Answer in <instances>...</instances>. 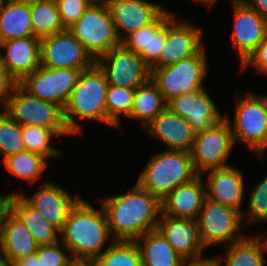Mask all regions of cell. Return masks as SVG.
I'll list each match as a JSON object with an SVG mask.
<instances>
[{"instance_id": "6da1fadb", "label": "cell", "mask_w": 267, "mask_h": 266, "mask_svg": "<svg viewBox=\"0 0 267 266\" xmlns=\"http://www.w3.org/2000/svg\"><path fill=\"white\" fill-rule=\"evenodd\" d=\"M128 191L100 199L114 240H135L155 230L162 213L161 200L137 183Z\"/></svg>"}, {"instance_id": "7a4b0ae2", "label": "cell", "mask_w": 267, "mask_h": 266, "mask_svg": "<svg viewBox=\"0 0 267 266\" xmlns=\"http://www.w3.org/2000/svg\"><path fill=\"white\" fill-rule=\"evenodd\" d=\"M113 241L103 208L94 207L84 198L71 209L59 230V242L75 262H93L106 250V243Z\"/></svg>"}, {"instance_id": "3957f363", "label": "cell", "mask_w": 267, "mask_h": 266, "mask_svg": "<svg viewBox=\"0 0 267 266\" xmlns=\"http://www.w3.org/2000/svg\"><path fill=\"white\" fill-rule=\"evenodd\" d=\"M108 85L104 72L96 63L90 69L81 72L77 84L63 108L65 124L73 136H79L84 131L81 120L97 121L107 126L106 94Z\"/></svg>"}, {"instance_id": "277c9868", "label": "cell", "mask_w": 267, "mask_h": 266, "mask_svg": "<svg viewBox=\"0 0 267 266\" xmlns=\"http://www.w3.org/2000/svg\"><path fill=\"white\" fill-rule=\"evenodd\" d=\"M148 159L136 183L160 200L199 175L193 167L191 152L165 148Z\"/></svg>"}, {"instance_id": "5b68a950", "label": "cell", "mask_w": 267, "mask_h": 266, "mask_svg": "<svg viewBox=\"0 0 267 266\" xmlns=\"http://www.w3.org/2000/svg\"><path fill=\"white\" fill-rule=\"evenodd\" d=\"M235 99L234 120L230 121V115H225L234 142L245 145L252 154L264 160L267 153V95L249 91L241 96L237 93Z\"/></svg>"}, {"instance_id": "8992f818", "label": "cell", "mask_w": 267, "mask_h": 266, "mask_svg": "<svg viewBox=\"0 0 267 266\" xmlns=\"http://www.w3.org/2000/svg\"><path fill=\"white\" fill-rule=\"evenodd\" d=\"M205 46L196 54L162 68H150L151 80L157 85L166 103L174 97L203 89L208 64Z\"/></svg>"}, {"instance_id": "52a82bcc", "label": "cell", "mask_w": 267, "mask_h": 266, "mask_svg": "<svg viewBox=\"0 0 267 266\" xmlns=\"http://www.w3.org/2000/svg\"><path fill=\"white\" fill-rule=\"evenodd\" d=\"M0 108L20 126L37 125L52 129L59 136H73L65 124L60 105L34 97L20 85Z\"/></svg>"}, {"instance_id": "ba28073f", "label": "cell", "mask_w": 267, "mask_h": 266, "mask_svg": "<svg viewBox=\"0 0 267 266\" xmlns=\"http://www.w3.org/2000/svg\"><path fill=\"white\" fill-rule=\"evenodd\" d=\"M68 30L83 44L95 62L121 44L108 5L90 4Z\"/></svg>"}, {"instance_id": "9c48e42d", "label": "cell", "mask_w": 267, "mask_h": 266, "mask_svg": "<svg viewBox=\"0 0 267 266\" xmlns=\"http://www.w3.org/2000/svg\"><path fill=\"white\" fill-rule=\"evenodd\" d=\"M199 234L204 247L228 246L243 239L245 224L242 214L233 208L223 206L207 198L197 219Z\"/></svg>"}, {"instance_id": "30bf717a", "label": "cell", "mask_w": 267, "mask_h": 266, "mask_svg": "<svg viewBox=\"0 0 267 266\" xmlns=\"http://www.w3.org/2000/svg\"><path fill=\"white\" fill-rule=\"evenodd\" d=\"M235 146L231 127L226 118L211 128L196 133L191 157L195 171L203 172L230 166L228 158Z\"/></svg>"}, {"instance_id": "8fae6325", "label": "cell", "mask_w": 267, "mask_h": 266, "mask_svg": "<svg viewBox=\"0 0 267 266\" xmlns=\"http://www.w3.org/2000/svg\"><path fill=\"white\" fill-rule=\"evenodd\" d=\"M81 72L80 69L74 68L40 66L26 76L19 85L30 95L64 108Z\"/></svg>"}, {"instance_id": "7c38bea8", "label": "cell", "mask_w": 267, "mask_h": 266, "mask_svg": "<svg viewBox=\"0 0 267 266\" xmlns=\"http://www.w3.org/2000/svg\"><path fill=\"white\" fill-rule=\"evenodd\" d=\"M173 15L166 22V40L159 58L149 68L174 65L187 57L196 55L204 46V29L191 21Z\"/></svg>"}, {"instance_id": "4fadbf2b", "label": "cell", "mask_w": 267, "mask_h": 266, "mask_svg": "<svg viewBox=\"0 0 267 266\" xmlns=\"http://www.w3.org/2000/svg\"><path fill=\"white\" fill-rule=\"evenodd\" d=\"M109 85L136 89L151 77L149 66L135 52L122 44L111 49L96 61Z\"/></svg>"}, {"instance_id": "5bb4252c", "label": "cell", "mask_w": 267, "mask_h": 266, "mask_svg": "<svg viewBox=\"0 0 267 266\" xmlns=\"http://www.w3.org/2000/svg\"><path fill=\"white\" fill-rule=\"evenodd\" d=\"M41 66L48 68L90 69L96 62L83 44L67 29L40 40Z\"/></svg>"}, {"instance_id": "9a60e30c", "label": "cell", "mask_w": 267, "mask_h": 266, "mask_svg": "<svg viewBox=\"0 0 267 266\" xmlns=\"http://www.w3.org/2000/svg\"><path fill=\"white\" fill-rule=\"evenodd\" d=\"M234 26L230 39L241 66L267 36V22L244 0H230Z\"/></svg>"}, {"instance_id": "2e32d148", "label": "cell", "mask_w": 267, "mask_h": 266, "mask_svg": "<svg viewBox=\"0 0 267 266\" xmlns=\"http://www.w3.org/2000/svg\"><path fill=\"white\" fill-rule=\"evenodd\" d=\"M201 175L207 176L205 186L208 200L238 210L241 214L245 211L242 204L247 188L241 169L230 165L207 170Z\"/></svg>"}, {"instance_id": "e0dca14e", "label": "cell", "mask_w": 267, "mask_h": 266, "mask_svg": "<svg viewBox=\"0 0 267 266\" xmlns=\"http://www.w3.org/2000/svg\"><path fill=\"white\" fill-rule=\"evenodd\" d=\"M167 107L184 118L195 133L209 129L225 118L205 88L174 97Z\"/></svg>"}, {"instance_id": "ac0fdd59", "label": "cell", "mask_w": 267, "mask_h": 266, "mask_svg": "<svg viewBox=\"0 0 267 266\" xmlns=\"http://www.w3.org/2000/svg\"><path fill=\"white\" fill-rule=\"evenodd\" d=\"M35 210L40 212L47 221L60 230L71 209L82 198L76 193L73 196L68 190L54 182L44 181L41 188L31 196L20 194Z\"/></svg>"}, {"instance_id": "d6986e66", "label": "cell", "mask_w": 267, "mask_h": 266, "mask_svg": "<svg viewBox=\"0 0 267 266\" xmlns=\"http://www.w3.org/2000/svg\"><path fill=\"white\" fill-rule=\"evenodd\" d=\"M38 247L29 229L6 205L0 215V257L11 265L35 254Z\"/></svg>"}, {"instance_id": "ffe728a7", "label": "cell", "mask_w": 267, "mask_h": 266, "mask_svg": "<svg viewBox=\"0 0 267 266\" xmlns=\"http://www.w3.org/2000/svg\"><path fill=\"white\" fill-rule=\"evenodd\" d=\"M156 229L184 259L199 258L206 251L200 238L197 220L174 218L161 213Z\"/></svg>"}, {"instance_id": "44dd1931", "label": "cell", "mask_w": 267, "mask_h": 266, "mask_svg": "<svg viewBox=\"0 0 267 266\" xmlns=\"http://www.w3.org/2000/svg\"><path fill=\"white\" fill-rule=\"evenodd\" d=\"M108 7L120 40L153 22L166 9L162 4L148 0H111Z\"/></svg>"}, {"instance_id": "7402d4cb", "label": "cell", "mask_w": 267, "mask_h": 266, "mask_svg": "<svg viewBox=\"0 0 267 266\" xmlns=\"http://www.w3.org/2000/svg\"><path fill=\"white\" fill-rule=\"evenodd\" d=\"M143 130L167 146V150L191 152L196 133L188 122L166 107Z\"/></svg>"}, {"instance_id": "603a6c76", "label": "cell", "mask_w": 267, "mask_h": 266, "mask_svg": "<svg viewBox=\"0 0 267 266\" xmlns=\"http://www.w3.org/2000/svg\"><path fill=\"white\" fill-rule=\"evenodd\" d=\"M40 40L29 36L0 43L2 62L18 83L41 66Z\"/></svg>"}, {"instance_id": "cb8c5ba5", "label": "cell", "mask_w": 267, "mask_h": 266, "mask_svg": "<svg viewBox=\"0 0 267 266\" xmlns=\"http://www.w3.org/2000/svg\"><path fill=\"white\" fill-rule=\"evenodd\" d=\"M174 14L165 9L153 22L126 35L121 44L137 53L150 67L159 58L166 40V22Z\"/></svg>"}, {"instance_id": "d4e9b609", "label": "cell", "mask_w": 267, "mask_h": 266, "mask_svg": "<svg viewBox=\"0 0 267 266\" xmlns=\"http://www.w3.org/2000/svg\"><path fill=\"white\" fill-rule=\"evenodd\" d=\"M206 199V186L203 176L178 186L161 200L162 214L174 218L197 220Z\"/></svg>"}, {"instance_id": "484cf974", "label": "cell", "mask_w": 267, "mask_h": 266, "mask_svg": "<svg viewBox=\"0 0 267 266\" xmlns=\"http://www.w3.org/2000/svg\"><path fill=\"white\" fill-rule=\"evenodd\" d=\"M6 205L21 219L29 229L39 246L53 245L59 242V230L31 207L17 191L9 193Z\"/></svg>"}, {"instance_id": "4316f807", "label": "cell", "mask_w": 267, "mask_h": 266, "mask_svg": "<svg viewBox=\"0 0 267 266\" xmlns=\"http://www.w3.org/2000/svg\"><path fill=\"white\" fill-rule=\"evenodd\" d=\"M246 236L224 247V254L217 255L221 266H265L267 233ZM223 263V264H222Z\"/></svg>"}, {"instance_id": "83f0119b", "label": "cell", "mask_w": 267, "mask_h": 266, "mask_svg": "<svg viewBox=\"0 0 267 266\" xmlns=\"http://www.w3.org/2000/svg\"><path fill=\"white\" fill-rule=\"evenodd\" d=\"M34 36L29 0H6L0 4V43Z\"/></svg>"}, {"instance_id": "f1b7e54d", "label": "cell", "mask_w": 267, "mask_h": 266, "mask_svg": "<svg viewBox=\"0 0 267 266\" xmlns=\"http://www.w3.org/2000/svg\"><path fill=\"white\" fill-rule=\"evenodd\" d=\"M143 266H182L181 257L157 230H152L134 240Z\"/></svg>"}, {"instance_id": "f546056e", "label": "cell", "mask_w": 267, "mask_h": 266, "mask_svg": "<svg viewBox=\"0 0 267 266\" xmlns=\"http://www.w3.org/2000/svg\"><path fill=\"white\" fill-rule=\"evenodd\" d=\"M167 107L162 93L151 78L135 89L132 108L128 119L138 120L145 128L159 113Z\"/></svg>"}, {"instance_id": "4dcf8cb0", "label": "cell", "mask_w": 267, "mask_h": 266, "mask_svg": "<svg viewBox=\"0 0 267 266\" xmlns=\"http://www.w3.org/2000/svg\"><path fill=\"white\" fill-rule=\"evenodd\" d=\"M31 23L35 37L44 38L67 30L55 0H29Z\"/></svg>"}, {"instance_id": "1f68e13d", "label": "cell", "mask_w": 267, "mask_h": 266, "mask_svg": "<svg viewBox=\"0 0 267 266\" xmlns=\"http://www.w3.org/2000/svg\"><path fill=\"white\" fill-rule=\"evenodd\" d=\"M48 163L46 157L28 151L8 156L3 160L7 172L32 186L44 176Z\"/></svg>"}, {"instance_id": "d6a6232c", "label": "cell", "mask_w": 267, "mask_h": 266, "mask_svg": "<svg viewBox=\"0 0 267 266\" xmlns=\"http://www.w3.org/2000/svg\"><path fill=\"white\" fill-rule=\"evenodd\" d=\"M92 263L95 266H143L134 240H114Z\"/></svg>"}, {"instance_id": "836d02e7", "label": "cell", "mask_w": 267, "mask_h": 266, "mask_svg": "<svg viewBox=\"0 0 267 266\" xmlns=\"http://www.w3.org/2000/svg\"><path fill=\"white\" fill-rule=\"evenodd\" d=\"M22 137L28 152L42 155L47 159L64 156L63 152L53 145V138L59 135L52 129L37 125L22 126Z\"/></svg>"}, {"instance_id": "e575fe53", "label": "cell", "mask_w": 267, "mask_h": 266, "mask_svg": "<svg viewBox=\"0 0 267 266\" xmlns=\"http://www.w3.org/2000/svg\"><path fill=\"white\" fill-rule=\"evenodd\" d=\"M135 89L108 85L106 94L107 126L120 129L122 116L127 118L132 108Z\"/></svg>"}, {"instance_id": "d590c367", "label": "cell", "mask_w": 267, "mask_h": 266, "mask_svg": "<svg viewBox=\"0 0 267 266\" xmlns=\"http://www.w3.org/2000/svg\"><path fill=\"white\" fill-rule=\"evenodd\" d=\"M26 151L22 137V126L0 110V154L4 160L8 156Z\"/></svg>"}, {"instance_id": "8d00e7d4", "label": "cell", "mask_w": 267, "mask_h": 266, "mask_svg": "<svg viewBox=\"0 0 267 266\" xmlns=\"http://www.w3.org/2000/svg\"><path fill=\"white\" fill-rule=\"evenodd\" d=\"M249 197L247 210L242 213L245 227L267 223V176L253 186Z\"/></svg>"}, {"instance_id": "74e56055", "label": "cell", "mask_w": 267, "mask_h": 266, "mask_svg": "<svg viewBox=\"0 0 267 266\" xmlns=\"http://www.w3.org/2000/svg\"><path fill=\"white\" fill-rule=\"evenodd\" d=\"M36 255L41 266H72L75 263L69 250L61 242L39 246Z\"/></svg>"}, {"instance_id": "f35d334b", "label": "cell", "mask_w": 267, "mask_h": 266, "mask_svg": "<svg viewBox=\"0 0 267 266\" xmlns=\"http://www.w3.org/2000/svg\"><path fill=\"white\" fill-rule=\"evenodd\" d=\"M61 21L66 29L83 15L90 3L87 0H55Z\"/></svg>"}, {"instance_id": "ab89813d", "label": "cell", "mask_w": 267, "mask_h": 266, "mask_svg": "<svg viewBox=\"0 0 267 266\" xmlns=\"http://www.w3.org/2000/svg\"><path fill=\"white\" fill-rule=\"evenodd\" d=\"M249 66L252 67V69H255V72L259 73V75L262 74L267 76V36L240 66V71L244 72Z\"/></svg>"}, {"instance_id": "60d3db41", "label": "cell", "mask_w": 267, "mask_h": 266, "mask_svg": "<svg viewBox=\"0 0 267 266\" xmlns=\"http://www.w3.org/2000/svg\"><path fill=\"white\" fill-rule=\"evenodd\" d=\"M19 85L17 80L4 66L0 56V106H2L14 89Z\"/></svg>"}, {"instance_id": "b9f144b4", "label": "cell", "mask_w": 267, "mask_h": 266, "mask_svg": "<svg viewBox=\"0 0 267 266\" xmlns=\"http://www.w3.org/2000/svg\"><path fill=\"white\" fill-rule=\"evenodd\" d=\"M182 266H221L217 255L210 257L201 256L195 259H184Z\"/></svg>"}, {"instance_id": "7bdbcfd3", "label": "cell", "mask_w": 267, "mask_h": 266, "mask_svg": "<svg viewBox=\"0 0 267 266\" xmlns=\"http://www.w3.org/2000/svg\"><path fill=\"white\" fill-rule=\"evenodd\" d=\"M267 22V0H244Z\"/></svg>"}, {"instance_id": "ee69618b", "label": "cell", "mask_w": 267, "mask_h": 266, "mask_svg": "<svg viewBox=\"0 0 267 266\" xmlns=\"http://www.w3.org/2000/svg\"><path fill=\"white\" fill-rule=\"evenodd\" d=\"M11 266H41L38 256L35 254L14 261Z\"/></svg>"}, {"instance_id": "f6af8a7d", "label": "cell", "mask_w": 267, "mask_h": 266, "mask_svg": "<svg viewBox=\"0 0 267 266\" xmlns=\"http://www.w3.org/2000/svg\"><path fill=\"white\" fill-rule=\"evenodd\" d=\"M195 1H196L197 3L199 2V4L202 3L203 5L208 6L209 9H210V8H212V5L217 4L216 2H217L218 0H195Z\"/></svg>"}, {"instance_id": "bcb514c9", "label": "cell", "mask_w": 267, "mask_h": 266, "mask_svg": "<svg viewBox=\"0 0 267 266\" xmlns=\"http://www.w3.org/2000/svg\"><path fill=\"white\" fill-rule=\"evenodd\" d=\"M8 193L6 194H1L0 195V215H1V211L2 209L6 206V198H7Z\"/></svg>"}, {"instance_id": "7dc6e473", "label": "cell", "mask_w": 267, "mask_h": 266, "mask_svg": "<svg viewBox=\"0 0 267 266\" xmlns=\"http://www.w3.org/2000/svg\"><path fill=\"white\" fill-rule=\"evenodd\" d=\"M90 4H104L108 5L111 0H87Z\"/></svg>"}, {"instance_id": "c3c4849f", "label": "cell", "mask_w": 267, "mask_h": 266, "mask_svg": "<svg viewBox=\"0 0 267 266\" xmlns=\"http://www.w3.org/2000/svg\"><path fill=\"white\" fill-rule=\"evenodd\" d=\"M72 266H95L92 262H75Z\"/></svg>"}, {"instance_id": "681fc988", "label": "cell", "mask_w": 267, "mask_h": 266, "mask_svg": "<svg viewBox=\"0 0 267 266\" xmlns=\"http://www.w3.org/2000/svg\"><path fill=\"white\" fill-rule=\"evenodd\" d=\"M0 266H11V265L7 263L2 257H0Z\"/></svg>"}]
</instances>
